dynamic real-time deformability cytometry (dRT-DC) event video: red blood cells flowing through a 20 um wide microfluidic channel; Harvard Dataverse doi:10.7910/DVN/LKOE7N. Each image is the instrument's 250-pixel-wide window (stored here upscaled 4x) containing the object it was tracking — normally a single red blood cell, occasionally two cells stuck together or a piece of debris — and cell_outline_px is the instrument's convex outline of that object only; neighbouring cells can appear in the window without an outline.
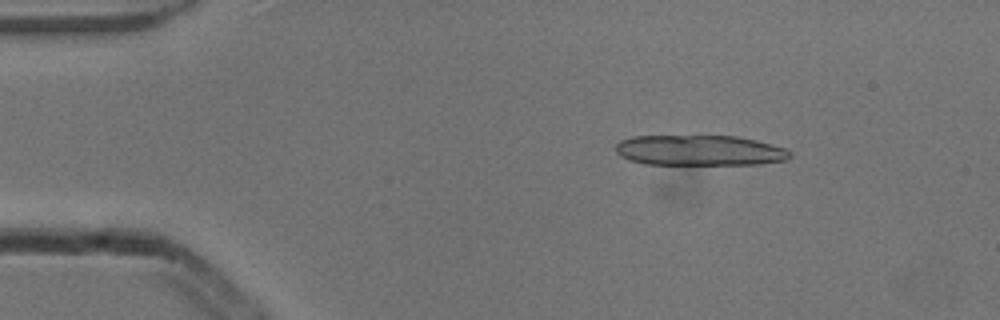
{"species": "common noctule bat (a hibernating species)", "species_latin": "Nyctalus noctula", "temperature_condition": "cold", "stored_images_in_passage": 27, "segment_of_instrument_passage": [1, 2], "camera_frame_rate_fps": 3000, "um_per_image_px": 0.085, "animal": {"sex": "male", "body_mass_g": 13.3}, "frame": {"image": 1, "passage_image": 8, "time_ms": 2.333, "image_size_px": [1000, 320], "cell_outline_px": [[792, 156], [788, 160], [760, 164], [644, 164], [628, 160], [620, 156], [616, 152], [616, 144], [620, 140], [632, 136], [736, 136], [756, 140], [784, 148], [792, 152]], "centroid_in_image_um": [59.46, 12.78], "position_along_channel_um": 25.5, "area_um2": 31.1}}